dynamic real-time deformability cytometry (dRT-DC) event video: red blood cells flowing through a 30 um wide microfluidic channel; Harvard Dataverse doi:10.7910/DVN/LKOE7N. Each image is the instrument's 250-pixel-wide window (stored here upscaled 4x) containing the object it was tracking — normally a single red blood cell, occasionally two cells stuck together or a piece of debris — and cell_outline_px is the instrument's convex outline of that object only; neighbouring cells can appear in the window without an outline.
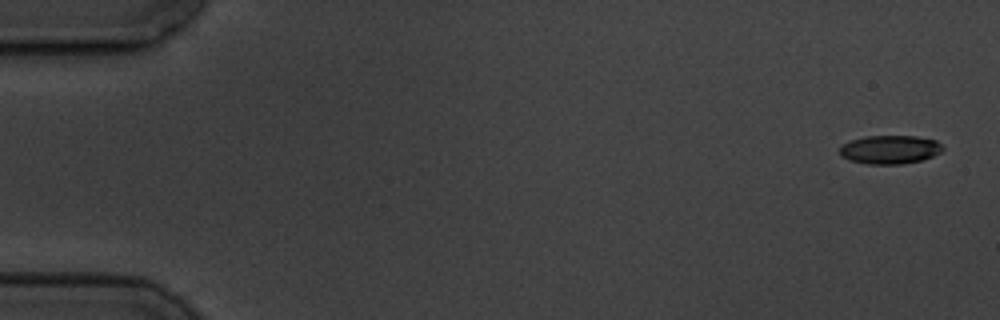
{"species": "common noctule bat (a hibernating species)", "species_latin": "Nyctalus noctula", "temperature_condition": "cold", "stored_images_in_passage": 8, "camera_frame_rate_fps": 3000, "um_per_image_px": 0.085, "animal": {"sex": "male", "body_mass_g": 19.5, "forearm_length_mm": 54.6}, "frame": {"image": 1, "passage_image": 1, "time_ms": 0.0, "image_size_px": [1000, 320], "cell_outline_px": [[944, 148], [940, 152], [932, 156], [920, 160], [904, 164], [868, 164], [852, 160], [840, 156], [840, 148], [844, 144], [852, 140], [864, 136], [916, 136], [936, 140]], "centroid_in_image_um": [75.65, 12.71], "position_along_channel_um": 9.3, "area_um2": 16.99}}
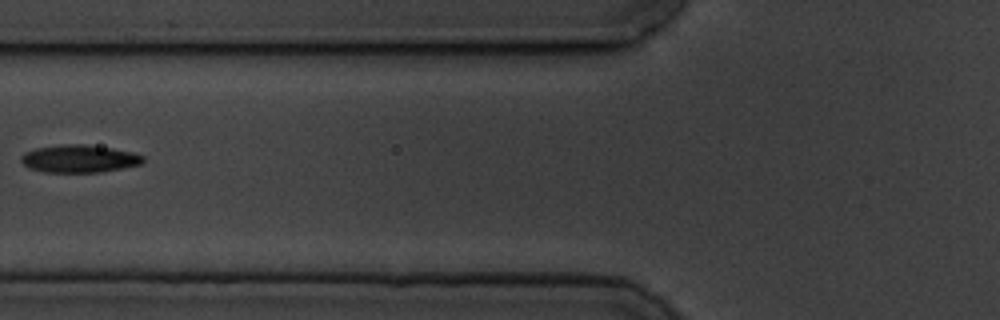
{"frame": {"image": 2, "passage_image": 7, "time_ms": 7.0, "image_size_px": [1000, 320], "cell_outline_px": [[144, 160], [140, 164], [100, 172], [44, 172], [28, 168], [20, 160], [20, 156], [24, 152], [36, 148], [60, 144], [84, 144], [112, 148], [132, 152], [144, 156]], "centroid_in_image_um": [6.69, 13.48], "position_along_channel_um": 119.1, "area_um2": 19.65}}
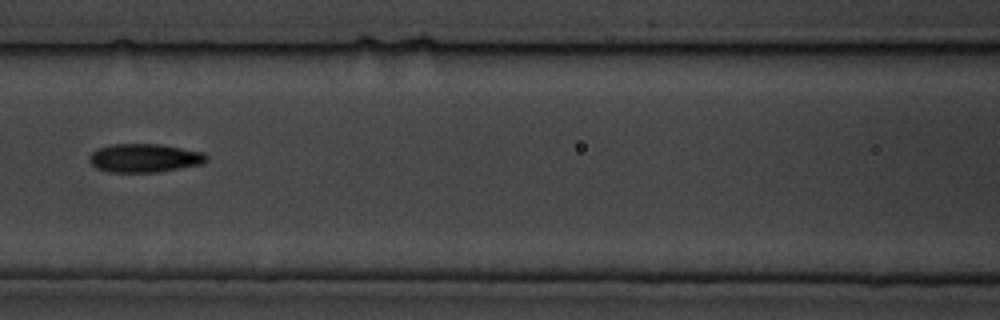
{"frame": {"image": 3, "passage_image": 8, "time_ms": 8.0, "image_size_px": [1000, 320], "cell_outline_px": [[208, 160], [200, 164], [156, 172], [108, 172], [96, 168], [88, 160], [88, 156], [96, 148], [112, 144], [160, 144], [204, 152], [208, 156]], "centroid_in_image_um": [12.24, 13.42], "position_along_channel_um": 154.4, "area_um2": 19.54}}